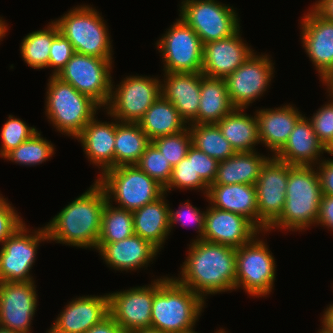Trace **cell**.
<instances>
[{
	"instance_id": "277c9868",
	"label": "cell",
	"mask_w": 333,
	"mask_h": 333,
	"mask_svg": "<svg viewBox=\"0 0 333 333\" xmlns=\"http://www.w3.org/2000/svg\"><path fill=\"white\" fill-rule=\"evenodd\" d=\"M315 166L288 164L286 200L281 215L267 228L302 232L316 225L322 191Z\"/></svg>"
},
{
	"instance_id": "f546056e",
	"label": "cell",
	"mask_w": 333,
	"mask_h": 333,
	"mask_svg": "<svg viewBox=\"0 0 333 333\" xmlns=\"http://www.w3.org/2000/svg\"><path fill=\"white\" fill-rule=\"evenodd\" d=\"M244 112L245 108H234L216 123L235 152L256 151L260 144L257 118Z\"/></svg>"
},
{
	"instance_id": "db71d44e",
	"label": "cell",
	"mask_w": 333,
	"mask_h": 333,
	"mask_svg": "<svg viewBox=\"0 0 333 333\" xmlns=\"http://www.w3.org/2000/svg\"><path fill=\"white\" fill-rule=\"evenodd\" d=\"M6 20L2 19L0 17V41H3V39L6 36V33L8 32L9 28L7 23L5 22Z\"/></svg>"
},
{
	"instance_id": "74e56055",
	"label": "cell",
	"mask_w": 333,
	"mask_h": 333,
	"mask_svg": "<svg viewBox=\"0 0 333 333\" xmlns=\"http://www.w3.org/2000/svg\"><path fill=\"white\" fill-rule=\"evenodd\" d=\"M175 188L180 190H201L204 192L205 197L208 193L209 186L194 171L193 145L189 147L186 157L172 168L171 179L164 188V193L170 192V190L173 191Z\"/></svg>"
},
{
	"instance_id": "484cf974",
	"label": "cell",
	"mask_w": 333,
	"mask_h": 333,
	"mask_svg": "<svg viewBox=\"0 0 333 333\" xmlns=\"http://www.w3.org/2000/svg\"><path fill=\"white\" fill-rule=\"evenodd\" d=\"M95 117L84 126L75 139L81 142L90 164L99 170L101 168V175L114 168L115 122H102Z\"/></svg>"
},
{
	"instance_id": "4316f807",
	"label": "cell",
	"mask_w": 333,
	"mask_h": 333,
	"mask_svg": "<svg viewBox=\"0 0 333 333\" xmlns=\"http://www.w3.org/2000/svg\"><path fill=\"white\" fill-rule=\"evenodd\" d=\"M209 204L219 210L240 214L258 228L257 193L250 184H211L206 195Z\"/></svg>"
},
{
	"instance_id": "5b68a950",
	"label": "cell",
	"mask_w": 333,
	"mask_h": 333,
	"mask_svg": "<svg viewBox=\"0 0 333 333\" xmlns=\"http://www.w3.org/2000/svg\"><path fill=\"white\" fill-rule=\"evenodd\" d=\"M49 78L45 99L47 119L58 132L75 139L101 107L71 84L54 75Z\"/></svg>"
},
{
	"instance_id": "5bb4252c",
	"label": "cell",
	"mask_w": 333,
	"mask_h": 333,
	"mask_svg": "<svg viewBox=\"0 0 333 333\" xmlns=\"http://www.w3.org/2000/svg\"><path fill=\"white\" fill-rule=\"evenodd\" d=\"M264 54L256 55L254 52L224 79L228 96L235 108H248L270 87L275 68L271 56Z\"/></svg>"
},
{
	"instance_id": "bcb514c9",
	"label": "cell",
	"mask_w": 333,
	"mask_h": 333,
	"mask_svg": "<svg viewBox=\"0 0 333 333\" xmlns=\"http://www.w3.org/2000/svg\"><path fill=\"white\" fill-rule=\"evenodd\" d=\"M218 161L193 146V167L195 174L210 186L217 174Z\"/></svg>"
},
{
	"instance_id": "f5cc1de1",
	"label": "cell",
	"mask_w": 333,
	"mask_h": 333,
	"mask_svg": "<svg viewBox=\"0 0 333 333\" xmlns=\"http://www.w3.org/2000/svg\"><path fill=\"white\" fill-rule=\"evenodd\" d=\"M322 84H325L327 87L328 96L333 97V69L325 76V78L321 81Z\"/></svg>"
},
{
	"instance_id": "11a10c76",
	"label": "cell",
	"mask_w": 333,
	"mask_h": 333,
	"mask_svg": "<svg viewBox=\"0 0 333 333\" xmlns=\"http://www.w3.org/2000/svg\"><path fill=\"white\" fill-rule=\"evenodd\" d=\"M133 333H164V332L160 331L159 329L149 327V328H145V329L135 331Z\"/></svg>"
},
{
	"instance_id": "30bf717a",
	"label": "cell",
	"mask_w": 333,
	"mask_h": 333,
	"mask_svg": "<svg viewBox=\"0 0 333 333\" xmlns=\"http://www.w3.org/2000/svg\"><path fill=\"white\" fill-rule=\"evenodd\" d=\"M112 63L107 59L75 52L56 77L71 84L103 108L109 102L114 83L111 77Z\"/></svg>"
},
{
	"instance_id": "8fae6325",
	"label": "cell",
	"mask_w": 333,
	"mask_h": 333,
	"mask_svg": "<svg viewBox=\"0 0 333 333\" xmlns=\"http://www.w3.org/2000/svg\"><path fill=\"white\" fill-rule=\"evenodd\" d=\"M114 86L104 109L109 117L120 122H138L161 95L158 77L130 75Z\"/></svg>"
},
{
	"instance_id": "7a4b0ae2",
	"label": "cell",
	"mask_w": 333,
	"mask_h": 333,
	"mask_svg": "<svg viewBox=\"0 0 333 333\" xmlns=\"http://www.w3.org/2000/svg\"><path fill=\"white\" fill-rule=\"evenodd\" d=\"M106 202L105 190L95 180L45 225L49 242L96 250Z\"/></svg>"
},
{
	"instance_id": "6f0895ef",
	"label": "cell",
	"mask_w": 333,
	"mask_h": 333,
	"mask_svg": "<svg viewBox=\"0 0 333 333\" xmlns=\"http://www.w3.org/2000/svg\"><path fill=\"white\" fill-rule=\"evenodd\" d=\"M226 332H227V331H225V330L222 328V329L216 331L215 333H226ZM182 333H198V332H196L195 329H193V330H190V331H187V332H182Z\"/></svg>"
},
{
	"instance_id": "60d3db41",
	"label": "cell",
	"mask_w": 333,
	"mask_h": 333,
	"mask_svg": "<svg viewBox=\"0 0 333 333\" xmlns=\"http://www.w3.org/2000/svg\"><path fill=\"white\" fill-rule=\"evenodd\" d=\"M38 130L29 126L25 121L9 115L8 120L1 129L0 157H4L8 152L17 148L20 144L29 139Z\"/></svg>"
},
{
	"instance_id": "7c38bea8",
	"label": "cell",
	"mask_w": 333,
	"mask_h": 333,
	"mask_svg": "<svg viewBox=\"0 0 333 333\" xmlns=\"http://www.w3.org/2000/svg\"><path fill=\"white\" fill-rule=\"evenodd\" d=\"M29 230L24 222L2 243L0 282L35 281L30 270L35 263L39 244L48 242L49 238L45 226L32 232Z\"/></svg>"
},
{
	"instance_id": "b9f144b4",
	"label": "cell",
	"mask_w": 333,
	"mask_h": 333,
	"mask_svg": "<svg viewBox=\"0 0 333 333\" xmlns=\"http://www.w3.org/2000/svg\"><path fill=\"white\" fill-rule=\"evenodd\" d=\"M322 105L311 118H308L320 143L329 153H333V97Z\"/></svg>"
},
{
	"instance_id": "4fadbf2b",
	"label": "cell",
	"mask_w": 333,
	"mask_h": 333,
	"mask_svg": "<svg viewBox=\"0 0 333 333\" xmlns=\"http://www.w3.org/2000/svg\"><path fill=\"white\" fill-rule=\"evenodd\" d=\"M169 28L155 44L162 55L164 73H201L203 43L198 34L181 18Z\"/></svg>"
},
{
	"instance_id": "681fc988",
	"label": "cell",
	"mask_w": 333,
	"mask_h": 333,
	"mask_svg": "<svg viewBox=\"0 0 333 333\" xmlns=\"http://www.w3.org/2000/svg\"><path fill=\"white\" fill-rule=\"evenodd\" d=\"M86 333H127L123 330L109 314L98 324L92 326Z\"/></svg>"
},
{
	"instance_id": "83f0119b",
	"label": "cell",
	"mask_w": 333,
	"mask_h": 333,
	"mask_svg": "<svg viewBox=\"0 0 333 333\" xmlns=\"http://www.w3.org/2000/svg\"><path fill=\"white\" fill-rule=\"evenodd\" d=\"M164 193L156 201L136 209L133 214L135 235L151 242L159 250L170 235L169 204Z\"/></svg>"
},
{
	"instance_id": "d6a6232c",
	"label": "cell",
	"mask_w": 333,
	"mask_h": 333,
	"mask_svg": "<svg viewBox=\"0 0 333 333\" xmlns=\"http://www.w3.org/2000/svg\"><path fill=\"white\" fill-rule=\"evenodd\" d=\"M115 120L114 167L135 165L151 142L138 122Z\"/></svg>"
},
{
	"instance_id": "836d02e7",
	"label": "cell",
	"mask_w": 333,
	"mask_h": 333,
	"mask_svg": "<svg viewBox=\"0 0 333 333\" xmlns=\"http://www.w3.org/2000/svg\"><path fill=\"white\" fill-rule=\"evenodd\" d=\"M59 32L58 25L51 21L45 29L27 34L20 44V53L24 62L34 69L48 68L52 40Z\"/></svg>"
},
{
	"instance_id": "52a82bcc",
	"label": "cell",
	"mask_w": 333,
	"mask_h": 333,
	"mask_svg": "<svg viewBox=\"0 0 333 333\" xmlns=\"http://www.w3.org/2000/svg\"><path fill=\"white\" fill-rule=\"evenodd\" d=\"M96 181L105 190L107 201H115L117 207L132 212L164 194V188L136 165L111 168L98 175Z\"/></svg>"
},
{
	"instance_id": "d6986e66",
	"label": "cell",
	"mask_w": 333,
	"mask_h": 333,
	"mask_svg": "<svg viewBox=\"0 0 333 333\" xmlns=\"http://www.w3.org/2000/svg\"><path fill=\"white\" fill-rule=\"evenodd\" d=\"M263 234L249 219L230 211L206 208L203 240L227 245L233 248L251 241Z\"/></svg>"
},
{
	"instance_id": "ab89813d",
	"label": "cell",
	"mask_w": 333,
	"mask_h": 333,
	"mask_svg": "<svg viewBox=\"0 0 333 333\" xmlns=\"http://www.w3.org/2000/svg\"><path fill=\"white\" fill-rule=\"evenodd\" d=\"M169 161L172 168L186 157L192 145V137L187 127L185 130L167 136H161L151 141Z\"/></svg>"
},
{
	"instance_id": "9a60e30c",
	"label": "cell",
	"mask_w": 333,
	"mask_h": 333,
	"mask_svg": "<svg viewBox=\"0 0 333 333\" xmlns=\"http://www.w3.org/2000/svg\"><path fill=\"white\" fill-rule=\"evenodd\" d=\"M288 182V163L275 156L270 157L261 169L256 181L258 229L267 228L281 215Z\"/></svg>"
},
{
	"instance_id": "816d5d0a",
	"label": "cell",
	"mask_w": 333,
	"mask_h": 333,
	"mask_svg": "<svg viewBox=\"0 0 333 333\" xmlns=\"http://www.w3.org/2000/svg\"><path fill=\"white\" fill-rule=\"evenodd\" d=\"M329 306V307H328ZM327 308L323 311L321 321L326 325L331 331H333V303L328 305Z\"/></svg>"
},
{
	"instance_id": "f907efd6",
	"label": "cell",
	"mask_w": 333,
	"mask_h": 333,
	"mask_svg": "<svg viewBox=\"0 0 333 333\" xmlns=\"http://www.w3.org/2000/svg\"><path fill=\"white\" fill-rule=\"evenodd\" d=\"M312 8L325 19L333 22V0H318Z\"/></svg>"
},
{
	"instance_id": "9c48e42d",
	"label": "cell",
	"mask_w": 333,
	"mask_h": 333,
	"mask_svg": "<svg viewBox=\"0 0 333 333\" xmlns=\"http://www.w3.org/2000/svg\"><path fill=\"white\" fill-rule=\"evenodd\" d=\"M179 17L199 36L203 45L227 38L240 29L238 13L217 0H181Z\"/></svg>"
},
{
	"instance_id": "d4e9b609",
	"label": "cell",
	"mask_w": 333,
	"mask_h": 333,
	"mask_svg": "<svg viewBox=\"0 0 333 333\" xmlns=\"http://www.w3.org/2000/svg\"><path fill=\"white\" fill-rule=\"evenodd\" d=\"M326 152L333 156V153H329L320 143L311 121L304 114L295 124L287 143L275 157L292 166H316Z\"/></svg>"
},
{
	"instance_id": "3957f363",
	"label": "cell",
	"mask_w": 333,
	"mask_h": 333,
	"mask_svg": "<svg viewBox=\"0 0 333 333\" xmlns=\"http://www.w3.org/2000/svg\"><path fill=\"white\" fill-rule=\"evenodd\" d=\"M205 301L173 276L155 279L151 327L164 333L193 330L203 313Z\"/></svg>"
},
{
	"instance_id": "f1b7e54d",
	"label": "cell",
	"mask_w": 333,
	"mask_h": 333,
	"mask_svg": "<svg viewBox=\"0 0 333 333\" xmlns=\"http://www.w3.org/2000/svg\"><path fill=\"white\" fill-rule=\"evenodd\" d=\"M258 153L256 151L236 152L226 160L220 161L213 184L255 185L262 167L271 157Z\"/></svg>"
},
{
	"instance_id": "f35d334b",
	"label": "cell",
	"mask_w": 333,
	"mask_h": 333,
	"mask_svg": "<svg viewBox=\"0 0 333 333\" xmlns=\"http://www.w3.org/2000/svg\"><path fill=\"white\" fill-rule=\"evenodd\" d=\"M135 165L163 188L167 186L171 179L172 166L152 142L147 145L144 153Z\"/></svg>"
},
{
	"instance_id": "ac0fdd59",
	"label": "cell",
	"mask_w": 333,
	"mask_h": 333,
	"mask_svg": "<svg viewBox=\"0 0 333 333\" xmlns=\"http://www.w3.org/2000/svg\"><path fill=\"white\" fill-rule=\"evenodd\" d=\"M301 43L322 81L333 69V22L313 8L302 17Z\"/></svg>"
},
{
	"instance_id": "8992f818",
	"label": "cell",
	"mask_w": 333,
	"mask_h": 333,
	"mask_svg": "<svg viewBox=\"0 0 333 333\" xmlns=\"http://www.w3.org/2000/svg\"><path fill=\"white\" fill-rule=\"evenodd\" d=\"M97 9L89 5L73 7L53 20L73 45L75 52L99 57L113 62L112 41L108 27Z\"/></svg>"
},
{
	"instance_id": "2e32d148",
	"label": "cell",
	"mask_w": 333,
	"mask_h": 333,
	"mask_svg": "<svg viewBox=\"0 0 333 333\" xmlns=\"http://www.w3.org/2000/svg\"><path fill=\"white\" fill-rule=\"evenodd\" d=\"M35 281L0 282V326L18 333H32L37 311Z\"/></svg>"
},
{
	"instance_id": "7bdbcfd3",
	"label": "cell",
	"mask_w": 333,
	"mask_h": 333,
	"mask_svg": "<svg viewBox=\"0 0 333 333\" xmlns=\"http://www.w3.org/2000/svg\"><path fill=\"white\" fill-rule=\"evenodd\" d=\"M206 211H200L199 208L194 207L189 203V199L184 202V204L179 206V209L175 212L173 209L169 208V227L170 230L173 229L174 224L180 223L183 227L186 224L193 223L197 232V237L194 240L203 239L204 235V223H205Z\"/></svg>"
},
{
	"instance_id": "7dc6e473",
	"label": "cell",
	"mask_w": 333,
	"mask_h": 333,
	"mask_svg": "<svg viewBox=\"0 0 333 333\" xmlns=\"http://www.w3.org/2000/svg\"><path fill=\"white\" fill-rule=\"evenodd\" d=\"M322 195L333 196V159H324L316 164Z\"/></svg>"
},
{
	"instance_id": "1f68e13d",
	"label": "cell",
	"mask_w": 333,
	"mask_h": 333,
	"mask_svg": "<svg viewBox=\"0 0 333 333\" xmlns=\"http://www.w3.org/2000/svg\"><path fill=\"white\" fill-rule=\"evenodd\" d=\"M234 108L225 80L206 77L201 73L198 124H216Z\"/></svg>"
},
{
	"instance_id": "603a6c76",
	"label": "cell",
	"mask_w": 333,
	"mask_h": 333,
	"mask_svg": "<svg viewBox=\"0 0 333 333\" xmlns=\"http://www.w3.org/2000/svg\"><path fill=\"white\" fill-rule=\"evenodd\" d=\"M201 73H164L161 95L178 110L180 117L189 124H198Z\"/></svg>"
},
{
	"instance_id": "c3c4849f",
	"label": "cell",
	"mask_w": 333,
	"mask_h": 333,
	"mask_svg": "<svg viewBox=\"0 0 333 333\" xmlns=\"http://www.w3.org/2000/svg\"><path fill=\"white\" fill-rule=\"evenodd\" d=\"M316 225L333 231V196L322 195Z\"/></svg>"
},
{
	"instance_id": "d590c367",
	"label": "cell",
	"mask_w": 333,
	"mask_h": 333,
	"mask_svg": "<svg viewBox=\"0 0 333 333\" xmlns=\"http://www.w3.org/2000/svg\"><path fill=\"white\" fill-rule=\"evenodd\" d=\"M134 234L132 211L115 207L112 202L107 201L102 213L98 243H114Z\"/></svg>"
},
{
	"instance_id": "e0dca14e",
	"label": "cell",
	"mask_w": 333,
	"mask_h": 333,
	"mask_svg": "<svg viewBox=\"0 0 333 333\" xmlns=\"http://www.w3.org/2000/svg\"><path fill=\"white\" fill-rule=\"evenodd\" d=\"M109 294V314L127 333L151 327L155 279L151 284Z\"/></svg>"
},
{
	"instance_id": "e575fe53",
	"label": "cell",
	"mask_w": 333,
	"mask_h": 333,
	"mask_svg": "<svg viewBox=\"0 0 333 333\" xmlns=\"http://www.w3.org/2000/svg\"><path fill=\"white\" fill-rule=\"evenodd\" d=\"M188 128L192 145L218 162L236 153L216 124H189Z\"/></svg>"
},
{
	"instance_id": "ffe728a7",
	"label": "cell",
	"mask_w": 333,
	"mask_h": 333,
	"mask_svg": "<svg viewBox=\"0 0 333 333\" xmlns=\"http://www.w3.org/2000/svg\"><path fill=\"white\" fill-rule=\"evenodd\" d=\"M244 42L239 29L227 38L204 44L201 73L206 77L225 79L254 53L253 48Z\"/></svg>"
},
{
	"instance_id": "7402d4cb",
	"label": "cell",
	"mask_w": 333,
	"mask_h": 333,
	"mask_svg": "<svg viewBox=\"0 0 333 333\" xmlns=\"http://www.w3.org/2000/svg\"><path fill=\"white\" fill-rule=\"evenodd\" d=\"M96 250L108 267L121 272L148 267L161 251L135 234L114 243H97Z\"/></svg>"
},
{
	"instance_id": "f6af8a7d",
	"label": "cell",
	"mask_w": 333,
	"mask_h": 333,
	"mask_svg": "<svg viewBox=\"0 0 333 333\" xmlns=\"http://www.w3.org/2000/svg\"><path fill=\"white\" fill-rule=\"evenodd\" d=\"M0 193V245L23 224L17 210Z\"/></svg>"
},
{
	"instance_id": "cb8c5ba5",
	"label": "cell",
	"mask_w": 333,
	"mask_h": 333,
	"mask_svg": "<svg viewBox=\"0 0 333 333\" xmlns=\"http://www.w3.org/2000/svg\"><path fill=\"white\" fill-rule=\"evenodd\" d=\"M258 121L259 142L275 156L287 143L297 121L303 116L297 107L287 104L278 108L258 109L254 114Z\"/></svg>"
},
{
	"instance_id": "ee69618b",
	"label": "cell",
	"mask_w": 333,
	"mask_h": 333,
	"mask_svg": "<svg viewBox=\"0 0 333 333\" xmlns=\"http://www.w3.org/2000/svg\"><path fill=\"white\" fill-rule=\"evenodd\" d=\"M75 50L70 41L60 32L52 40L50 47L48 68L52 67V75L56 76L59 71L74 55Z\"/></svg>"
},
{
	"instance_id": "680465c9",
	"label": "cell",
	"mask_w": 333,
	"mask_h": 333,
	"mask_svg": "<svg viewBox=\"0 0 333 333\" xmlns=\"http://www.w3.org/2000/svg\"><path fill=\"white\" fill-rule=\"evenodd\" d=\"M0 333H18L0 326Z\"/></svg>"
},
{
	"instance_id": "9f6ffc18",
	"label": "cell",
	"mask_w": 333,
	"mask_h": 333,
	"mask_svg": "<svg viewBox=\"0 0 333 333\" xmlns=\"http://www.w3.org/2000/svg\"><path fill=\"white\" fill-rule=\"evenodd\" d=\"M322 329H319V333H333V331H331L326 325H324L322 322Z\"/></svg>"
},
{
	"instance_id": "44dd1931",
	"label": "cell",
	"mask_w": 333,
	"mask_h": 333,
	"mask_svg": "<svg viewBox=\"0 0 333 333\" xmlns=\"http://www.w3.org/2000/svg\"><path fill=\"white\" fill-rule=\"evenodd\" d=\"M109 315V294L76 297L51 324L52 333H86Z\"/></svg>"
},
{
	"instance_id": "6da1fadb",
	"label": "cell",
	"mask_w": 333,
	"mask_h": 333,
	"mask_svg": "<svg viewBox=\"0 0 333 333\" xmlns=\"http://www.w3.org/2000/svg\"><path fill=\"white\" fill-rule=\"evenodd\" d=\"M188 249L179 277L174 276L181 285L204 301L207 295L236 291V248L201 239Z\"/></svg>"
},
{
	"instance_id": "ba28073f",
	"label": "cell",
	"mask_w": 333,
	"mask_h": 333,
	"mask_svg": "<svg viewBox=\"0 0 333 333\" xmlns=\"http://www.w3.org/2000/svg\"><path fill=\"white\" fill-rule=\"evenodd\" d=\"M265 242L256 235L236 248V289L252 297H266L274 288L276 263Z\"/></svg>"
},
{
	"instance_id": "4dcf8cb0",
	"label": "cell",
	"mask_w": 333,
	"mask_h": 333,
	"mask_svg": "<svg viewBox=\"0 0 333 333\" xmlns=\"http://www.w3.org/2000/svg\"><path fill=\"white\" fill-rule=\"evenodd\" d=\"M138 124L150 141L177 134L188 127L174 105L162 95L145 112Z\"/></svg>"
},
{
	"instance_id": "8d00e7d4",
	"label": "cell",
	"mask_w": 333,
	"mask_h": 333,
	"mask_svg": "<svg viewBox=\"0 0 333 333\" xmlns=\"http://www.w3.org/2000/svg\"><path fill=\"white\" fill-rule=\"evenodd\" d=\"M55 147L37 131L17 148L8 152L3 159L23 166L40 165L54 155Z\"/></svg>"
}]
</instances>
